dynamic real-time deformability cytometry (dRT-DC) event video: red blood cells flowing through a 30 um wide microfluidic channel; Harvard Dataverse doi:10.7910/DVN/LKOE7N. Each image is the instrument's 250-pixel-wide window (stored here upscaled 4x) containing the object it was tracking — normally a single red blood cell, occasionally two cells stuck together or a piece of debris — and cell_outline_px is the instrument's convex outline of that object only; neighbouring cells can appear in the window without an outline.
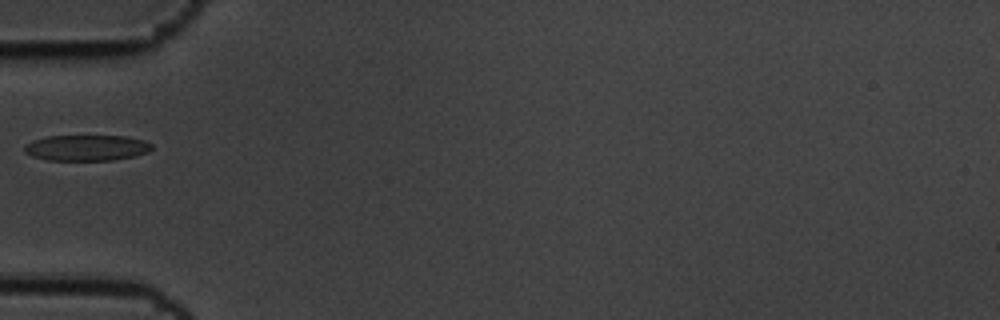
{"species": "common noctule bat (a hibernating species)", "species_latin": "Nyctalus noctula", "temperature_condition": "cold", "stored_images_in_passage": 4, "camera_frame_rate_fps": 3000, "um_per_image_px": 0.085, "animal": {"sex": "male", "body_mass_g": 19.5, "forearm_length_mm": 54.6}, "frame": {"image": 1, "passage_image": 4, "time_ms": 1.0, "image_size_px": [1000, 320], "cell_outline_px": [[152, 148], [148, 152], [136, 156], [112, 160], [48, 160], [32, 156], [24, 152], [24, 144], [32, 140], [48, 136], [128, 136], [144, 140], [152, 144]], "centroid_in_image_um": [7.36, 12.56], "position_along_channel_um": 77.6, "area_um2": 19.31}}